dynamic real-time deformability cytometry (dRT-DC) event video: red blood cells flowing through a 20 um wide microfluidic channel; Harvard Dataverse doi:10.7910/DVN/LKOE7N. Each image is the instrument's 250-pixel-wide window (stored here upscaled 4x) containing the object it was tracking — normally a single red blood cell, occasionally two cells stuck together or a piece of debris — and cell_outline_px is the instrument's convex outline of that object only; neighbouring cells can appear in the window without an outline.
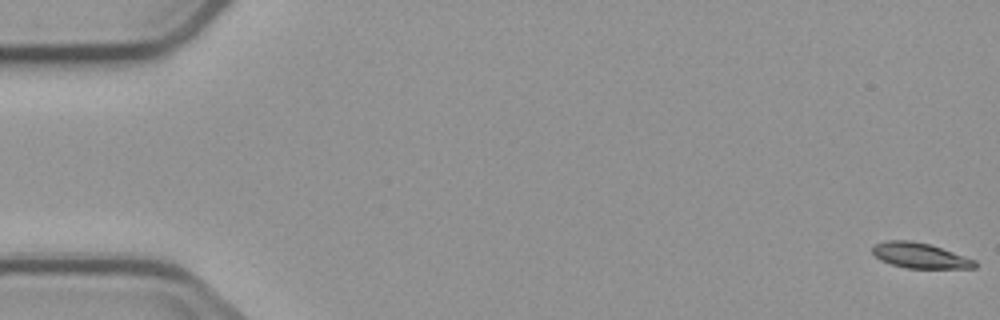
{"species": "common noctule bat (a hibernating species)", "species_latin": "Nyctalus noctula", "temperature_condition": "cold", "stored_images_in_passage": 8, "camera_frame_rate_fps": 3000, "um_per_image_px": 0.085, "animal": {"sex": "male", "body_mass_g": 23.1, "forearm_length_mm": 52.7}, "frame": {"image": 1, "passage_image": 1, "time_ms": 0.0, "image_size_px": [1000, 320], "cell_outline_px": [[976, 268], [908, 268], [892, 264], [880, 260], [872, 252], [872, 244], [884, 240], [908, 240], [928, 244], [976, 260]], "centroid_in_image_um": [78.14, 21.71], "position_along_channel_um": 6.9, "area_um2": 14.97}}
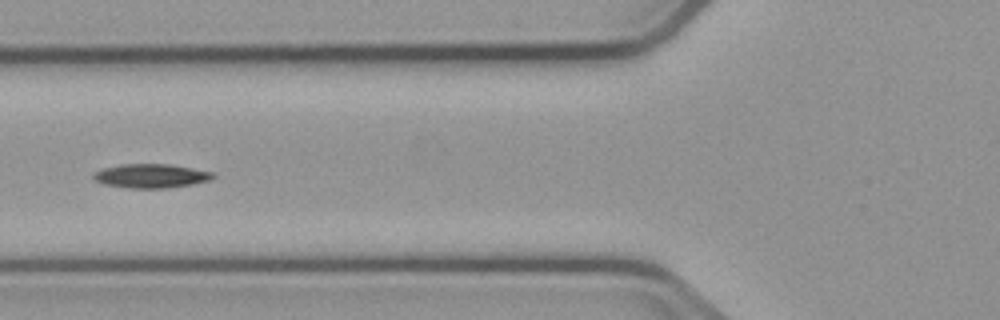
{"frame": {"image": 2, "passage_image": 7, "time_ms": 7.0, "image_size_px": [1000, 320], "cell_outline_px": [[216, 176], [208, 180], [192, 184], [168, 188], [128, 188], [104, 184], [96, 180], [92, 176], [96, 172], [104, 168], [120, 164], [168, 164], [192, 168], [212, 172]], "centroid_in_image_um": [12.84, 14.95], "position_along_channel_um": 113.0, "area_um2": 16.53}}
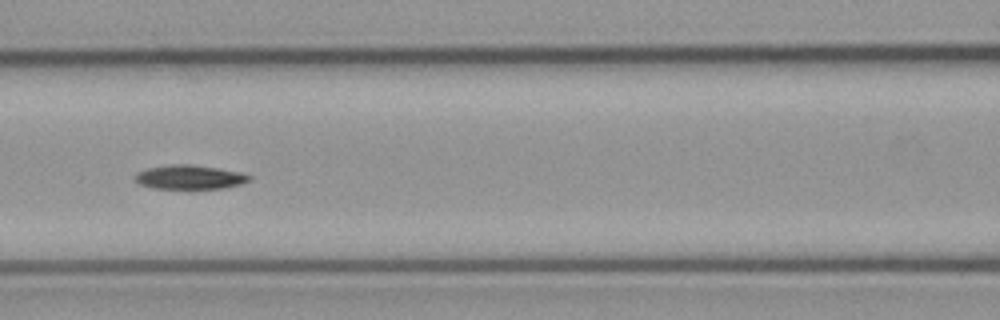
{"frame": {"image": 3, "passage_image": 8, "time_ms": 8.0, "image_size_px": [1000, 320], "cell_outline_px": [[252, 180], [244, 184], [224, 188], [152, 188], [140, 184], [136, 180], [136, 172], [148, 168], [172, 164], [188, 164], [244, 172], [252, 176]], "centroid_in_image_um": [16.2, 15.05], "position_along_channel_um": 150.4, "area_um2": 16.07}}